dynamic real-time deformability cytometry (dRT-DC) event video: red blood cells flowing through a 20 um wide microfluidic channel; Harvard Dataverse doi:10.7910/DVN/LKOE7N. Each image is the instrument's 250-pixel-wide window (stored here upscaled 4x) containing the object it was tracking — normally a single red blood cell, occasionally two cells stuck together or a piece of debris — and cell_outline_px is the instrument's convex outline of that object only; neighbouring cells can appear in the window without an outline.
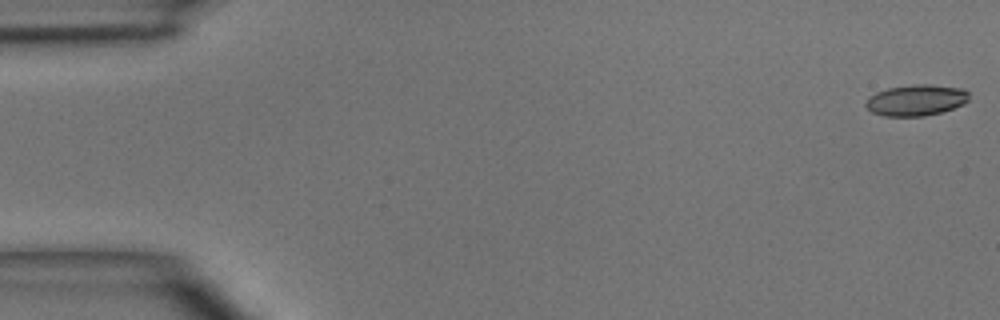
{"species": "common noctule bat (a hibernating species)", "species_latin": "Nyctalus noctula", "temperature_condition": "room temperature", "stored_images_in_passage": 5, "camera_frame_rate_fps": 3000, "um_per_image_px": 0.085, "animal": {"sex": "male", "body_mass_g": 15.6}, "frame": {"image": 1, "passage_image": 1, "time_ms": 0.0, "image_size_px": [1000, 320], "cell_outline_px": [[968, 100], [964, 104], [940, 112], [924, 116], [884, 116], [872, 112], [864, 104], [868, 96], [876, 92], [888, 88], [920, 84], [928, 84], [964, 88], [968, 92]], "centroid_in_image_um": [77.86, 8.51], "position_along_channel_um": 7.1, "area_um2": 18.67}}
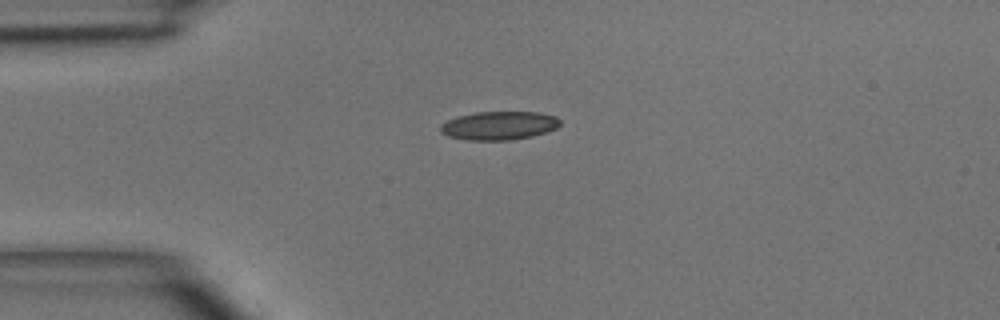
{"frame": {"image": 2, "passage_image": 4, "time_ms": 3.667, "image_size_px": [1000, 320], "cell_outline_px": [[560, 124], [556, 128], [532, 136], [508, 140], [468, 140], [448, 136], [440, 132], [440, 124], [456, 116], [476, 112], [540, 112], [556, 116], [560, 120]], "centroid_in_image_um": [42.39, 10.66], "position_along_channel_um": 42.6, "area_um2": 19.88}}